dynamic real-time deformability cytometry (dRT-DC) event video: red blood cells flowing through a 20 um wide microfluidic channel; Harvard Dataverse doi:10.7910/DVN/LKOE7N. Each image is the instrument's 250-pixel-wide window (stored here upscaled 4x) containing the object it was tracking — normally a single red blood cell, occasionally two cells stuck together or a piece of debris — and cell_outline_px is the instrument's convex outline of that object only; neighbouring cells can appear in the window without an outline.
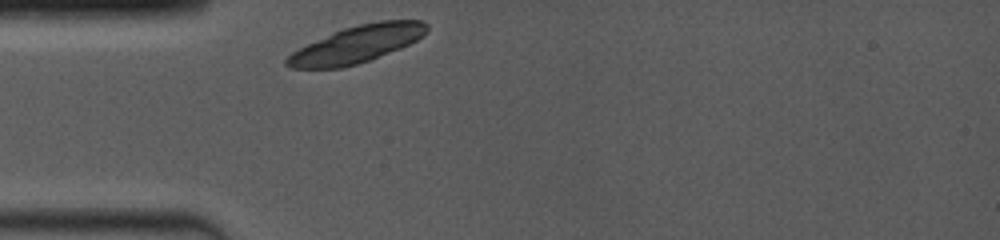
{"species": "common noctule bat (a hibernating species)", "species_latin": "Nyctalus noctula", "temperature_condition": "room temperature", "stored_images_in_passage": 1, "camera_frame_rate_fps": 4000, "um_per_image_px": 0.085, "animal": {"sex": "female", "body_mass_g": 19.0, "forearm_length_mm": 53.3}, "frame": {"image": 1, "passage_image": 1, "time_ms": 0.0, "image_size_px": [1000, 240], "cell_outline_px": [[428, 32], [416, 40], [400, 48], [368, 60], [356, 64], [340, 68], [292, 68], [284, 64], [284, 60], [292, 52], [308, 44], [344, 28], [360, 24], [380, 20], [424, 20], [428, 24]], "centroid_in_image_um": [30.36, 3.75], "position_along_channel_um": 54.6, "area_um2": 29.77}}